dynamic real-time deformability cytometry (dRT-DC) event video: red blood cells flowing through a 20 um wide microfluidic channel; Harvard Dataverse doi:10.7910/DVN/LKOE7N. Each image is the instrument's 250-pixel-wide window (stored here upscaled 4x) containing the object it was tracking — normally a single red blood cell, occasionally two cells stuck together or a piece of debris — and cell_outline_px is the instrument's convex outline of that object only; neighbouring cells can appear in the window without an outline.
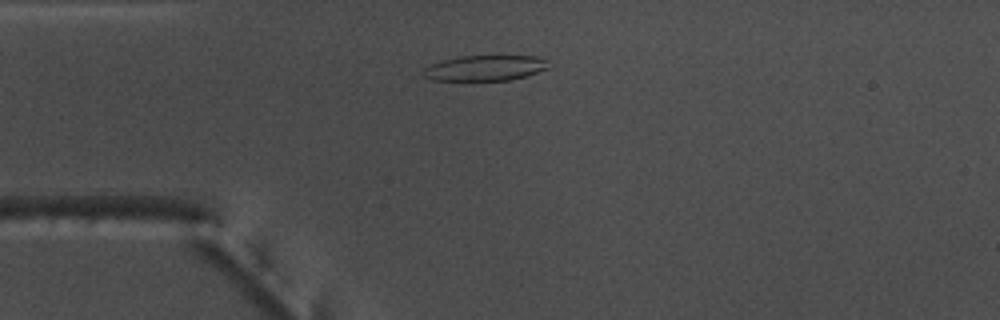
{"species": "common noctule bat (a hibernating species)", "species_latin": "Nyctalus noctula", "temperature_condition": "warm", "stored_images_in_passage": 46, "camera_frame_rate_fps": 3000, "um_per_image_px": 0.085, "animal": {"sex": "male", "body_mass_g": 17.5, "forearm_length_mm": 52.3}, "frame": {"image": 1, "passage_image": 6, "time_ms": 1.667, "image_size_px": [1000, 320], "cell_outline_px": [[548, 68], [524, 76], [508, 80], [432, 80], [424, 76], [424, 68], [440, 60], [460, 56], [536, 56], [544, 60]], "centroid_in_image_um": [41.17, 5.77], "position_along_channel_um": 43.8, "area_um2": 18.21}}
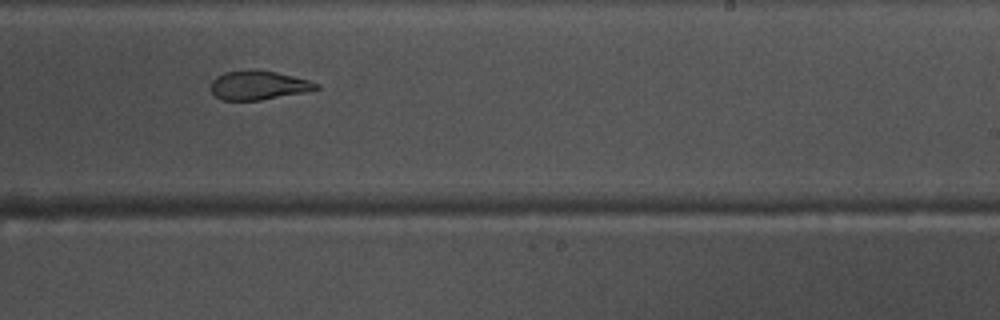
{"frame": {"image": 2, "passage_image": 25, "time_ms": 8.0, "image_size_px": [1000, 320], "cell_outline_px": [[320, 88], [304, 92], [260, 100], [220, 100], [212, 92], [212, 80], [216, 76], [224, 72], [276, 72], [308, 80], [320, 84]], "centroid_in_image_um": [21.97, 7.28], "position_along_channel_um": 267.0, "area_um2": 17.11}}
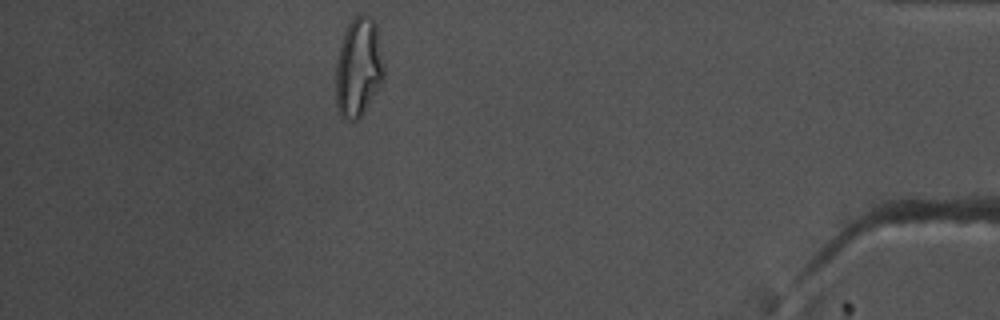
{"frame": {"image": 3, "passage_image": 40, "time_ms": 13.0, "image_size_px": [1000, 320], "cell_outline_px": [[384, 80], [360, 116], [356, 120], [344, 120], [340, 116], [336, 104], [336, 60], [340, 44], [344, 32], [348, 24], [356, 16], [372, 16], [376, 24], [384, 68]], "centroid_in_image_um": [30.46, 5.74], "position_along_channel_um": 404.7, "area_um2": 27.74}, "authors_computed_cell_mechanics": {"area_um2": 19.6809, "velocity_mm_per_s": 3.7977, "shape_relaxation_time_tau1_ms": 11.1791, "shape_relaxation_time_tau2_ms": 2.8967, "deformation_change_tau1": 0.302, "deformation_change_tau2": 0.0955}}